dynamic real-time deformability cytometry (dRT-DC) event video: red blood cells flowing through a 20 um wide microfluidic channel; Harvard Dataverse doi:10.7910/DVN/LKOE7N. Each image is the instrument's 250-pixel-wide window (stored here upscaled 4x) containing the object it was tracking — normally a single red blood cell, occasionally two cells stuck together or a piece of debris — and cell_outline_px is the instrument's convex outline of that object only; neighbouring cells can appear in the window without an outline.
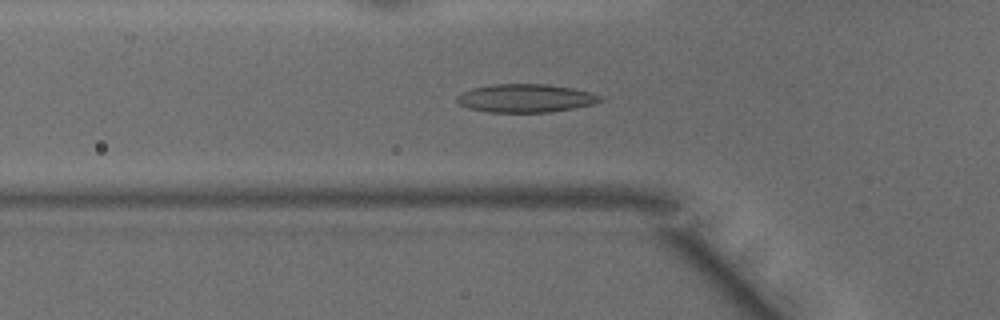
{"species": "common noctule bat (a hibernating species)", "species_latin": "Nyctalus noctula", "temperature_condition": "warm", "stored_images_in_passage": 38, "camera_frame_rate_fps": 3000, "um_per_image_px": 0.085, "animal": {"sex": "male", "body_mass_g": 15.6}, "frame": {"image": 1, "passage_image": 6, "time_ms": 1.667, "image_size_px": [1000, 320], "cell_outline_px": [[600, 100], [592, 104], [572, 108], [548, 112], [488, 112], [468, 108], [460, 104], [456, 100], [456, 96], [460, 92], [472, 88], [492, 84], [548, 84], [572, 88], [592, 92], [600, 96]], "centroid_in_image_um": [44.61, 8.34], "position_along_channel_um": 81.2, "area_um2": 23.52}}
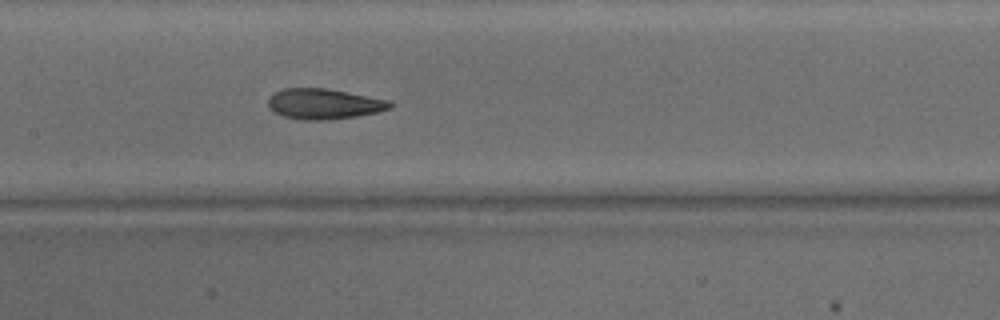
{"frame": {"image": 2, "passage_image": 13, "time_ms": 4.0, "image_size_px": [1000, 320], "cell_outline_px": [[392, 108], [380, 112], [356, 116], [324, 120], [300, 120], [284, 116], [276, 112], [268, 104], [268, 96], [284, 88], [324, 88], [388, 100], [392, 104]], "centroid_in_image_um": [27.54, 8.84], "position_along_channel_um": 179.9, "area_um2": 21.39}}
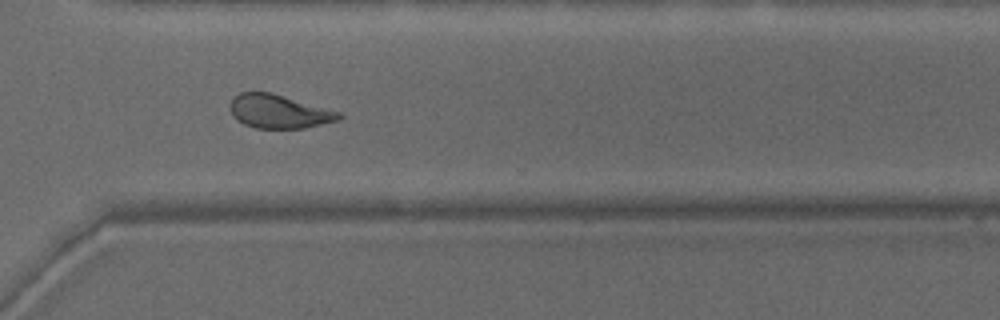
{"frame": {"image": 3, "passage_image": 25, "time_ms": 8.0, "image_size_px": [1000, 320], "cell_outline_px": [[344, 116], [340, 120], [304, 128], [256, 128], [244, 124], [236, 120], [232, 116], [228, 108], [232, 100], [240, 92], [272, 92], [340, 112]], "centroid_in_image_um": [23.7, 9.48], "position_along_channel_um": 346.9, "area_um2": 21.44}, "authors_computed_cell_mechanics": {"area_um2": 22.6287, "velocity_mm_per_s": 4.1829, "shape_relaxation_time_tau1_ms": 6.4634, "shape_relaxation_time_tau2_ms": 2.0216, "deformation_change_tau1": 0.1963, "deformation_change_tau2": 0.0922}}